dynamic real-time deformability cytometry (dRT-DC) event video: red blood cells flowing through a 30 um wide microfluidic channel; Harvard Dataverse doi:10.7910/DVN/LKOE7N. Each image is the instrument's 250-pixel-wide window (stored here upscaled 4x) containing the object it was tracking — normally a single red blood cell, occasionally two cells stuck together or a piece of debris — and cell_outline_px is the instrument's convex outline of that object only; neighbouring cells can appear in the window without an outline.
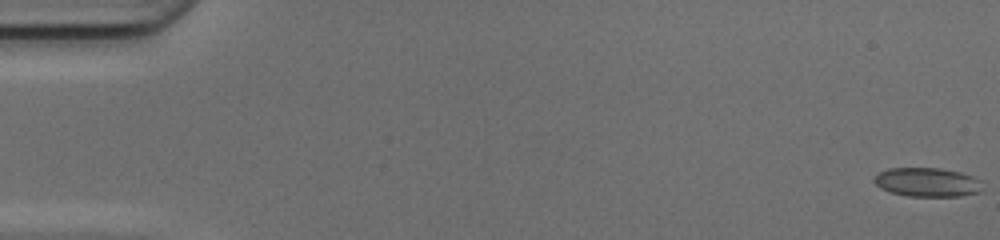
{"species": "common noctule bat (a hibernating species)", "species_latin": "Nyctalus noctula", "temperature_condition": "cold", "stored_images_in_passage": 50, "camera_frame_rate_fps": 3000, "um_per_image_px": 0.085, "animal": {"sex": "female", "body_mass_g": 17.0, "forearm_length_mm": 48.0}, "frame": {"image": 1, "passage_image": 1, "time_ms": 0.0, "image_size_px": [1000, 240], "cell_outline_px": [[980, 192], [960, 196], [908, 196], [892, 192], [880, 188], [872, 180], [880, 172], [888, 168], [940, 168], [960, 172], [972, 176], [980, 180]], "centroid_in_image_um": [78.8, 15.48], "position_along_channel_um": 6.2, "area_um2": 18.15}}
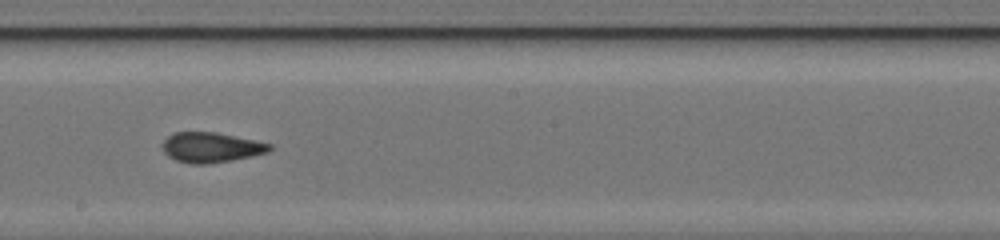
{"frame": {"image": 2, "passage_image": 29, "time_ms": 9.333, "image_size_px": [1000, 240], "cell_outline_px": [[272, 148], [268, 152], [252, 156], [232, 160], [208, 164], [188, 164], [176, 160], [168, 156], [164, 152], [164, 140], [168, 136], [176, 132], [216, 132], [272, 144]], "centroid_in_image_um": [17.95, 12.54], "position_along_channel_um": 230.3, "area_um2": 18.67}}
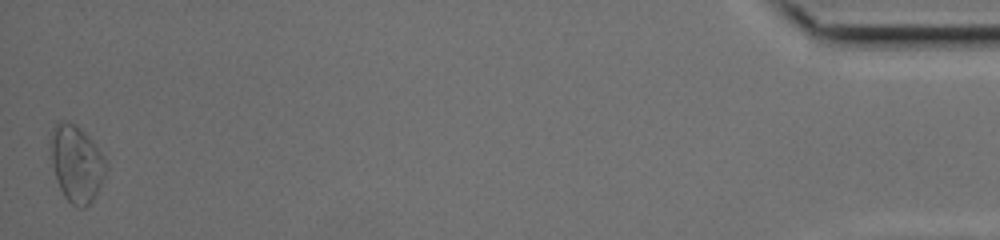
{"frame": {"image": 3, "passage_image": 50, "time_ms": 16.333, "image_size_px": [1000, 240], "cell_outline_px": [[104, 176], [92, 200], [84, 208], [76, 208], [64, 196], [56, 180], [52, 164], [52, 128], [60, 120], [68, 120], [76, 124], [92, 140], [104, 156]], "centroid_in_image_um": [6.48, 13.89], "position_along_channel_um": 428.7, "area_um2": 24.22}, "authors_computed_cell_mechanics": {"area_um2": 18.9006, "velocity_mm_per_s": 4.2119, "shape_relaxation_time_tau1_ms": null, "shape_relaxation_time_tau2_ms": 1.9427, "deformation_change_tau1": null, "deformation_change_tau2": 0.0734}}